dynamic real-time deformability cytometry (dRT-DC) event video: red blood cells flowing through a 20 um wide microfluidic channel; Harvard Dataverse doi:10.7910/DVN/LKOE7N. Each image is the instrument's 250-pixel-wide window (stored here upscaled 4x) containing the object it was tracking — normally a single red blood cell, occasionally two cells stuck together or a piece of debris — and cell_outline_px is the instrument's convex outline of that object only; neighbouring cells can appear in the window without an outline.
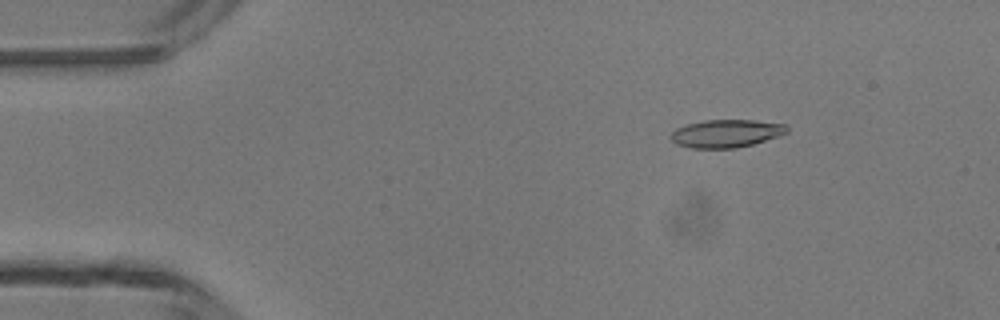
{"species": "common noctule bat (a hibernating species)", "species_latin": "Nyctalus noctula", "temperature_condition": "room temperature", "stored_images_in_passage": 4, "camera_frame_rate_fps": 3000, "um_per_image_px": 0.085, "animal": {"sex": "male", "body_mass_g": 13.3}, "frame": {"image": 1, "passage_image": 2, "time_ms": 1.0, "image_size_px": [1000, 320], "cell_outline_px": [[788, 132], [780, 136], [752, 144], [736, 148], [692, 148], [676, 144], [668, 136], [676, 128], [688, 124], [704, 120], [752, 120], [788, 124]], "centroid_in_image_um": [61.74, 11.34], "position_along_channel_um": 23.3, "area_um2": 18.96}}
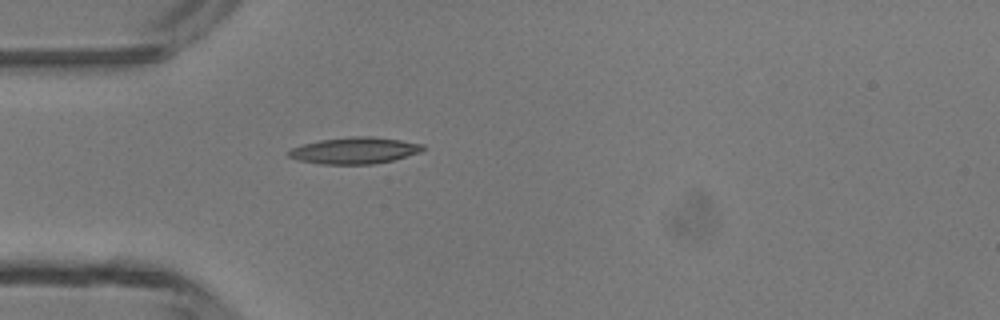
{"frame": {"image": 2, "passage_image": 4, "time_ms": 3.333, "image_size_px": [1000, 320], "cell_outline_px": [[424, 148], [420, 152], [392, 160], [372, 164], [320, 164], [300, 160], [288, 156], [288, 152], [292, 148], [304, 144], [320, 140], [352, 136], [372, 136], [400, 140], [424, 144]], "centroid_in_image_um": [30.15, 12.79], "position_along_channel_um": 54.8, "area_um2": 20.52}}